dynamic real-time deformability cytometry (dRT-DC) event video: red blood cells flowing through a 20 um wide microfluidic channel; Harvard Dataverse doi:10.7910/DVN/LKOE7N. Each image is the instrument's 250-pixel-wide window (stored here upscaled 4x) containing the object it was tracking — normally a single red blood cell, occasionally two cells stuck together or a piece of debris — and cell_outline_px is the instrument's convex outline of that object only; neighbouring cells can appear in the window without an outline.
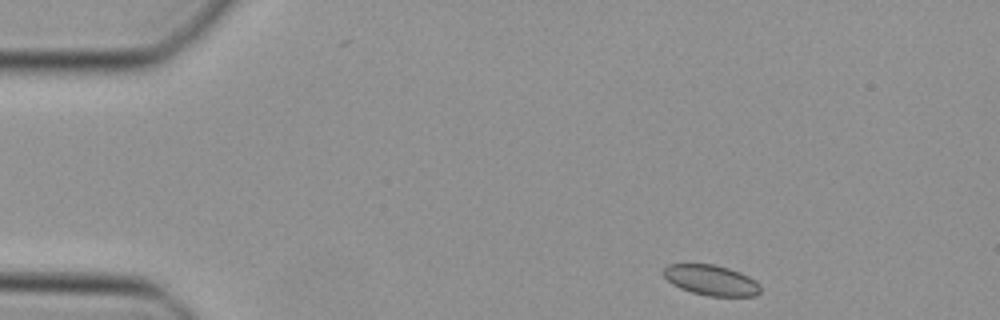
{"species": "Egyptian fruit bat (a non-hibernating species)", "species_latin": "Rousettus aegyptiacus", "temperature_condition": "cold", "stored_images_in_passage": 42, "camera_frame_rate_fps": 3000, "um_per_image_px": 0.085, "animal": {"sex": "female"}, "frame": {"image": 1, "passage_image": 1, "time_ms": 0.0, "image_size_px": [1000, 320], "cell_outline_px": [[760, 292], [756, 296], [708, 296], [692, 292], [680, 288], [672, 284], [664, 276], [664, 268], [668, 264], [716, 264], [740, 272], [756, 280], [760, 284]], "centroid_in_image_um": [60.47, 23.81], "position_along_channel_um": 24.5, "area_um2": 17.22}}
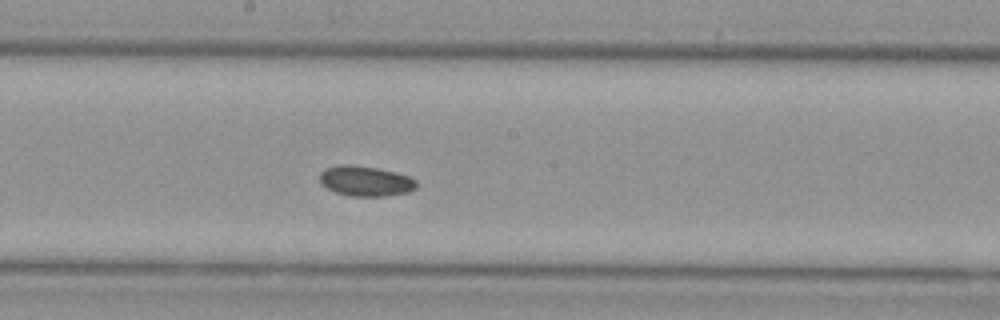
{"frame": {"image": 2, "passage_image": 20, "time_ms": 6.333, "image_size_px": [1000, 320], "cell_outline_px": [[416, 188], [408, 192], [384, 196], [348, 196], [336, 192], [320, 184], [320, 172], [324, 168], [340, 164], [352, 164], [376, 168], [408, 176], [416, 180]], "centroid_in_image_um": [31.02, 15.38], "position_along_channel_um": 217.2, "area_um2": 16.99}}
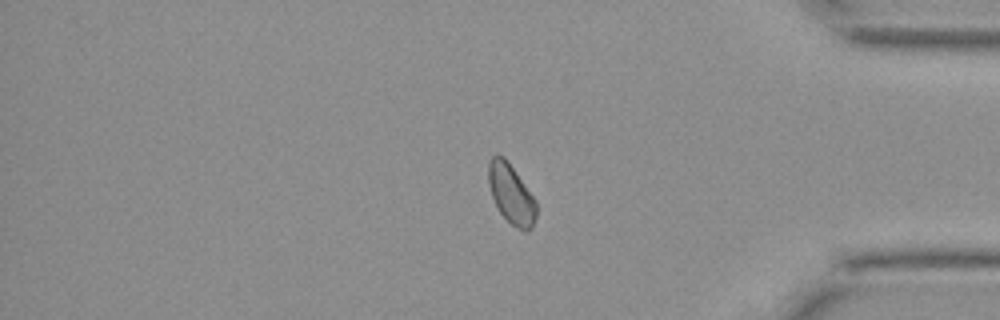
{"frame": {"image": 3, "passage_image": 34, "time_ms": 11.0, "image_size_px": [1000, 320], "cell_outline_px": [[536, 216], [532, 228], [528, 232], [524, 232], [516, 228], [500, 212], [492, 196], [488, 184], [488, 160], [492, 156], [504, 156], [508, 160], [536, 200]], "centroid_in_image_um": [43.45, 16.49], "position_along_channel_um": 391.7, "area_um2": 16.7}}